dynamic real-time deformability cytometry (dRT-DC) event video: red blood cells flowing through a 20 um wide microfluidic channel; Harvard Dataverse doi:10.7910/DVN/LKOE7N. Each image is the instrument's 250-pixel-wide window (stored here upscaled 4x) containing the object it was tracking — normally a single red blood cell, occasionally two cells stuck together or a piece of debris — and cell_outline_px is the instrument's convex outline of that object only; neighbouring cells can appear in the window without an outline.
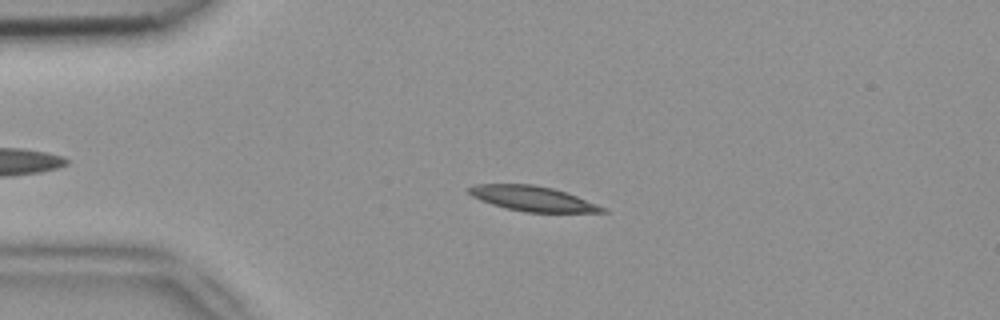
{"species": "common noctule bat (a hibernating species)", "species_latin": "Nyctalus noctula", "temperature_condition": "room temperature", "stored_images_in_passage": 42, "camera_frame_rate_fps": 3000, "um_per_image_px": 0.085, "animal": {"sex": "female", "body_mass_g": 18.4}, "frame": {"image": 1, "passage_image": 11, "time_ms": 3.333, "image_size_px": [1000, 320], "cell_outline_px": [[608, 212], [524, 212], [504, 208], [480, 200], [472, 196], [468, 192], [468, 188], [476, 184], [532, 184], [552, 188], [576, 196], [608, 208]], "centroid_in_image_um": [45.27, 16.89], "position_along_channel_um": 39.7, "area_um2": 19.36}}
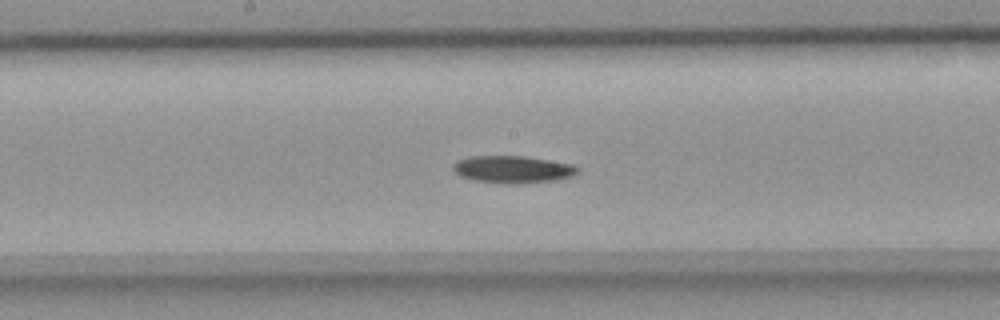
{"frame": {"image": 2, "passage_image": 26, "time_ms": 8.333, "image_size_px": [1000, 320], "cell_outline_px": [[580, 168], [572, 176], [556, 180], [524, 184], [504, 184], [472, 180], [460, 176], [452, 168], [452, 164], [456, 160], [468, 156], [524, 156], [572, 164]], "centroid_in_image_um": [43.54, 14.4], "position_along_channel_um": 204.7, "area_um2": 20.06}}
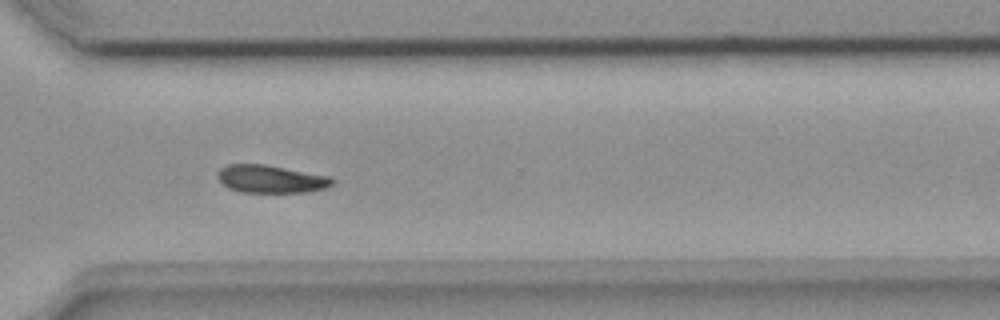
{"frame": {"image": 3, "passage_image": 37, "time_ms": 12.0, "image_size_px": [1000, 320], "cell_outline_px": [[336, 180], [332, 184], [324, 188], [308, 192], [240, 192], [228, 188], [216, 176], [216, 172], [220, 168], [228, 164], [264, 164], [332, 176]], "centroid_in_image_um": [23.03, 15.21], "position_along_channel_um": 347.6, "area_um2": 18.73}, "authors_computed_cell_mechanics": {"area_um2": 19.652, "velocity_mm_per_s": 3.8853, "shape_relaxation_time_tau1_ms": 4.3988, "shape_relaxation_time_tau2_ms": null, "deformation_change_tau1": 0.1125, "deformation_change_tau2": null}}